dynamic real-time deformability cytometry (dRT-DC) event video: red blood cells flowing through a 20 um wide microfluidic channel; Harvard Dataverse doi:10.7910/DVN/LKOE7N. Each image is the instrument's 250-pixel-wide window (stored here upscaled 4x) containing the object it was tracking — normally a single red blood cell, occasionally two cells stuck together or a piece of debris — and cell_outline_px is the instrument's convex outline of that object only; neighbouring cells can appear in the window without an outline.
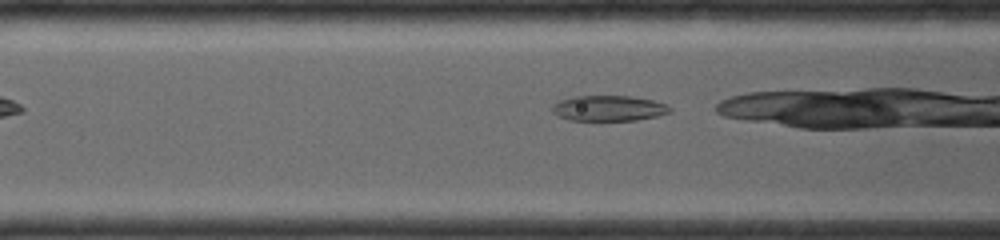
{"species": "common noctule bat (a hibernating species)", "species_latin": "Nyctalus noctula", "temperature_condition": "room temperature", "stored_images_in_passage": 9, "segment_of_instrument_passage": [2, 2], "camera_frame_rate_fps": 4000, "um_per_image_px": 0.085, "animal": {"sex": "female", "body_mass_g": 19.0, "forearm_length_mm": 56.7}, "frame": {"image": 1, "passage_image": 9, "time_ms": 3.25, "image_size_px": [1000, 240], "cell_outline_px": [[672, 112], [656, 116], [636, 120], [568, 120], [552, 112], [552, 104], [560, 100], [572, 96], [632, 96], [652, 100], [668, 104], [672, 108]], "centroid_in_image_um": [51.76, 9.19], "position_along_channel_um": 114.8, "area_um2": 17.57}}